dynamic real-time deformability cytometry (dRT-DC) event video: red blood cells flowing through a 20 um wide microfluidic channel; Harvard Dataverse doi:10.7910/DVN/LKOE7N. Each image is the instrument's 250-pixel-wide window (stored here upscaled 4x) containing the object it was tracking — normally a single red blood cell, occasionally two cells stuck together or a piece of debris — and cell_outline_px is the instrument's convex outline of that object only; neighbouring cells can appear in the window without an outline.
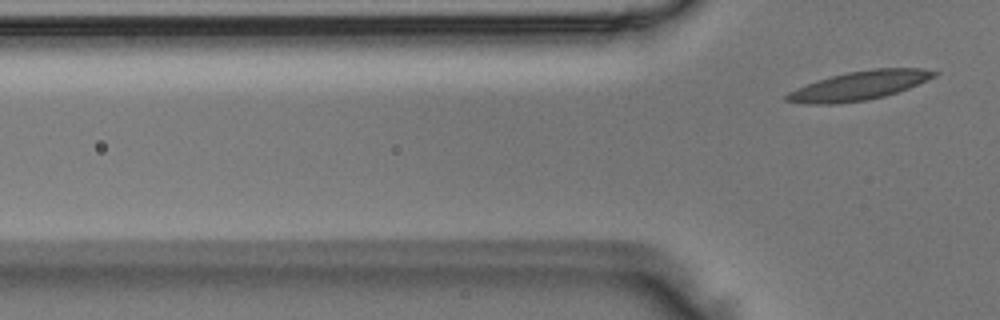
{"species": "Egyptian fruit bat (a non-hibernating species)", "species_latin": "Rousettus aegyptiacus", "temperature_condition": "room temperature", "stored_images_in_passage": 5, "camera_frame_rate_fps": 3000, "um_per_image_px": 0.085, "animal": {"sex": "male"}, "frame": {"image": 1, "passage_image": 5, "time_ms": 1.333, "image_size_px": [1000, 320], "cell_outline_px": [[940, 72], [936, 76], [908, 88], [884, 96], [868, 100], [836, 104], [804, 104], [784, 100], [784, 96], [788, 92], [796, 88], [832, 76], [848, 72], [872, 68], [920, 68]], "centroid_in_image_um": [73.02, 7.28], "position_along_channel_um": 52.8, "area_um2": 24.74}}